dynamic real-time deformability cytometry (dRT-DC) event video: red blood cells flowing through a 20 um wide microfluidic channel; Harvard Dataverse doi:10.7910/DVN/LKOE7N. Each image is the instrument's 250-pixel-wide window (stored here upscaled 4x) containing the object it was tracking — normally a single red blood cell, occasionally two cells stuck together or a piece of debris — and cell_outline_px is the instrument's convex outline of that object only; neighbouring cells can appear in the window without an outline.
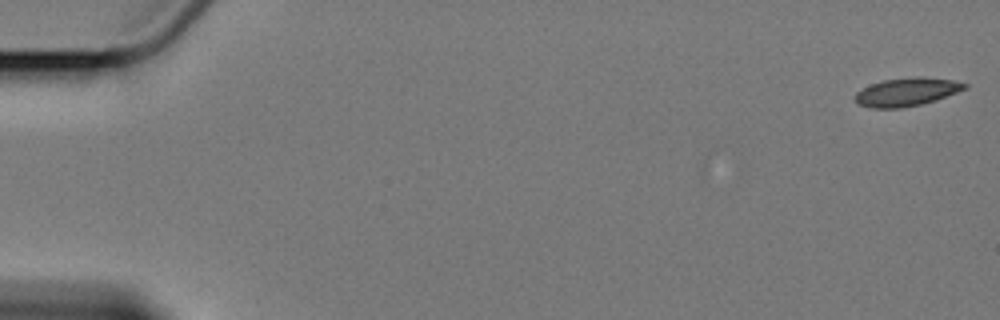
{"species": "Egyptian fruit bat (a non-hibernating species)", "species_latin": "Rousettus aegyptiacus", "temperature_condition": "cold", "stored_images_in_passage": 4, "camera_frame_rate_fps": 3000, "um_per_image_px": 0.085, "animal": {"sex": "female"}, "frame": {"image": 1, "passage_image": 1, "time_ms": 0.0, "image_size_px": [1000, 320], "cell_outline_px": [[968, 88], [936, 100], [920, 104], [900, 108], [868, 108], [860, 104], [856, 100], [856, 92], [872, 84], [884, 80], [916, 76], [952, 80], [968, 84]], "centroid_in_image_um": [77.1, 7.81], "position_along_channel_um": 7.9, "area_um2": 17.8}}